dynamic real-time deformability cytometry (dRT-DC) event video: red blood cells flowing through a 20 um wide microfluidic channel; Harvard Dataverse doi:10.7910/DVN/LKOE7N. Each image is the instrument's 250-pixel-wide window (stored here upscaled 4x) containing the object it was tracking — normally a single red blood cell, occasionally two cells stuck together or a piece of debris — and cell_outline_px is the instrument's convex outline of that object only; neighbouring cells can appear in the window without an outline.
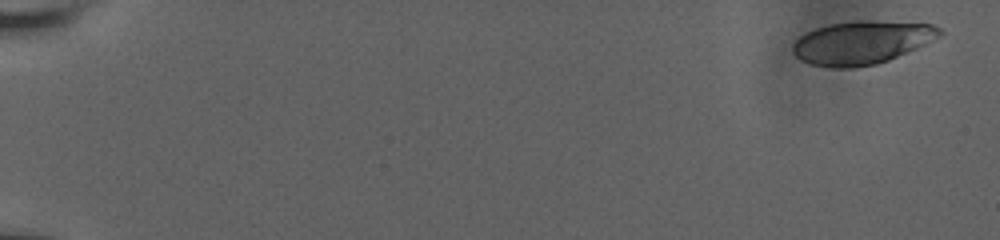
{"species": "human", "species_latin": "Homo sapiens", "temperature_condition": "room temperature", "stored_images_in_passage": 23, "camera_frame_rate_fps": 3000, "um_per_image_px": 0.085, "donor": {"sex": "male"}, "frame": {"image": 1, "passage_image": 1, "time_ms": 0.0, "image_size_px": [1000, 240], "cell_outline_px": [[944, 32], [940, 36], [916, 48], [888, 60], [876, 64], [856, 68], [832, 68], [812, 64], [800, 60], [792, 52], [792, 44], [800, 36], [816, 28], [832, 24], [932, 24], [940, 28]], "centroid_in_image_um": [73.19, 3.7], "position_along_channel_um": 11.8, "area_um2": 35.32}}
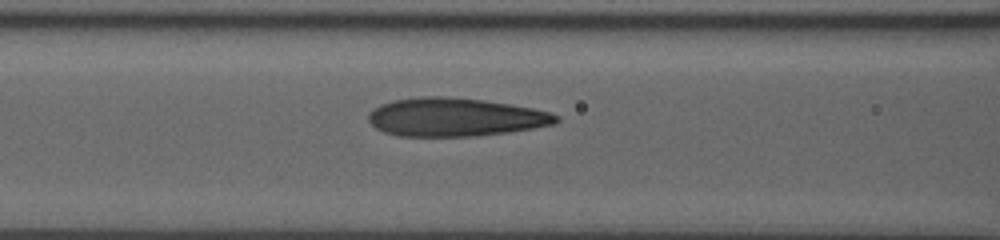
{"frame": {"image": 2, "passage_image": 20, "time_ms": 8.333, "image_size_px": [1000, 240], "cell_outline_px": [[560, 120], [556, 124], [508, 132], [476, 136], [396, 136], [384, 132], [376, 128], [368, 120], [368, 112], [372, 108], [380, 104], [396, 100], [420, 96], [440, 96], [480, 100], [508, 104], [532, 108], [552, 112], [560, 116]], "centroid_in_image_um": [38.68, 9.96], "position_along_channel_um": 127.9, "area_um2": 42.02}}
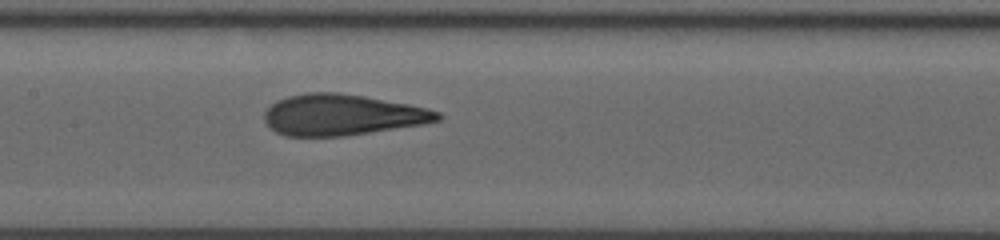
{"frame": {"image": 3, "passage_image": 23, "time_ms": 9.667, "image_size_px": [1000, 240], "cell_outline_px": [[444, 116], [440, 120], [424, 124], [344, 136], [284, 136], [276, 132], [264, 120], [264, 112], [276, 100], [288, 96], [304, 92], [336, 92], [364, 96], [408, 104], [428, 108], [440, 112]], "centroid_in_image_um": [29.09, 9.76], "position_along_channel_um": 178.3, "area_um2": 41.5}}